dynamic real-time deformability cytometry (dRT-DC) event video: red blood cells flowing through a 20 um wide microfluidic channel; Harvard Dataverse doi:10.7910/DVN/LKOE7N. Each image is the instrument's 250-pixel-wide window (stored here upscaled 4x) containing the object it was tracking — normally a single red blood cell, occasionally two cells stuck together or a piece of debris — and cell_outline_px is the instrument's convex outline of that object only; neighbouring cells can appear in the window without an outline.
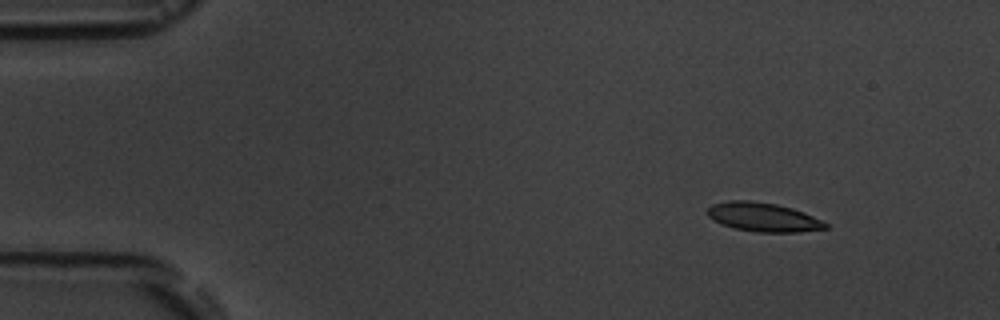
{"species": "common noctule bat (a hibernating species)", "species_latin": "Nyctalus noctula", "temperature_condition": "room temperature", "stored_images_in_passage": 2, "camera_frame_rate_fps": 3000, "um_per_image_px": 0.085, "animal": {"sex": "male", "body_mass_g": 19.5, "forearm_length_mm": 54.6}, "frame": {"image": 1, "passage_image": 1, "time_ms": 0.0, "image_size_px": [1000, 320], "cell_outline_px": [[828, 228], [800, 232], [756, 232], [736, 228], [720, 224], [712, 220], [708, 216], [708, 208], [712, 204], [728, 200], [752, 200], [776, 204], [792, 208], [804, 212], [824, 220], [828, 224]], "centroid_in_image_um": [64.89, 18.45], "position_along_channel_um": 20.1, "area_um2": 20.11}}